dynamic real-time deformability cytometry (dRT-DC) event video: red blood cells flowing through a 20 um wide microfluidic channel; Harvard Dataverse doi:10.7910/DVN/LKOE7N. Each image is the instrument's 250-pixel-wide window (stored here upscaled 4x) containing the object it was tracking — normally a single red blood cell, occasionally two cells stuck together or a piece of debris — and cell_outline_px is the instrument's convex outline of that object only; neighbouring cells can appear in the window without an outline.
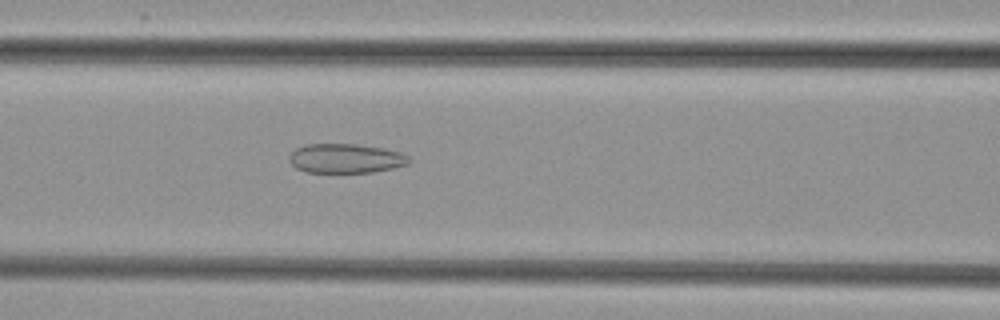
{"species": "common noctule bat (a hibernating species)", "species_latin": "Nyctalus noctula", "temperature_condition": "cold", "stored_images_in_passage": 38, "camera_frame_rate_fps": 3000, "um_per_image_px": 0.085, "animal": {"sex": "female", "body_mass_g": 29.2, "forearm_length_mm": 56.3}, "frame": {"image": 1, "passage_image": 8, "time_ms": 2.333, "image_size_px": [1000, 320], "cell_outline_px": [[412, 160], [408, 164], [392, 168], [372, 172], [304, 172], [296, 168], [288, 160], [288, 156], [296, 148], [304, 144], [356, 144], [380, 148], [400, 152], [408, 156]], "centroid_in_image_um": [29.35, 13.46], "position_along_channel_um": 137.2, "area_um2": 20.46}}
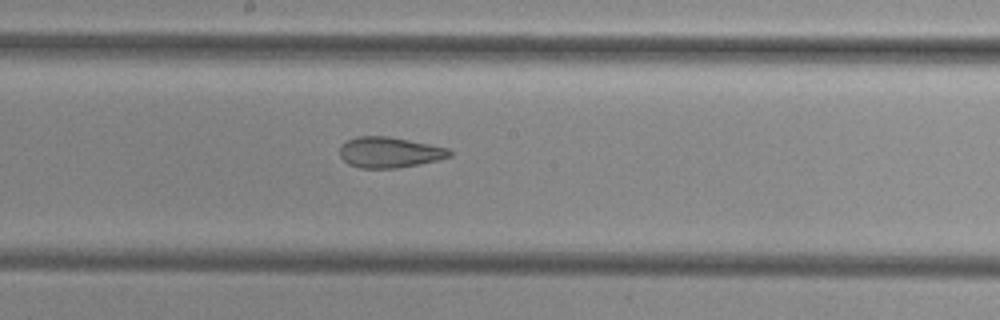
{"frame": {"image": 2, "passage_image": 14, "time_ms": 4.333, "image_size_px": [1000, 320], "cell_outline_px": [[452, 156], [440, 160], [396, 168], [360, 168], [348, 164], [340, 156], [340, 144], [356, 136], [388, 136], [448, 148], [452, 152]], "centroid_in_image_um": [33.09, 12.95], "position_along_channel_um": 215.1, "area_um2": 19.65}}
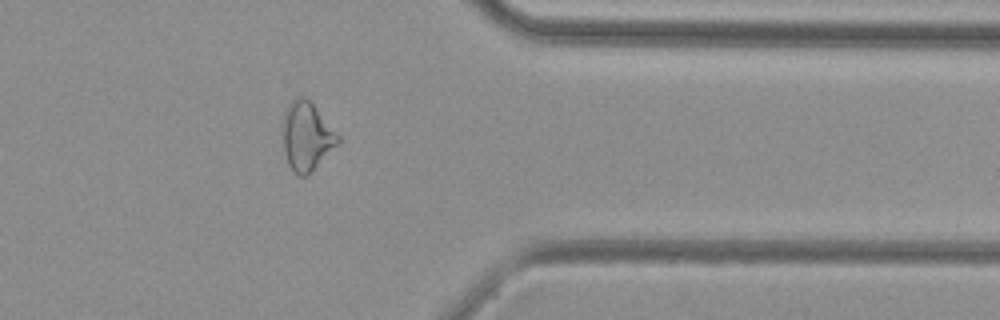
{"frame": {"image": 3, "passage_image": 28, "time_ms": 9.0, "image_size_px": [1000, 320], "cell_outline_px": [[340, 140], [308, 176], [296, 176], [288, 164], [284, 152], [284, 112], [292, 100], [300, 96], [304, 96], [312, 104], [340, 136]], "centroid_in_image_um": [26.06, 11.62], "position_along_channel_um": 385.3, "area_um2": 21.56}}